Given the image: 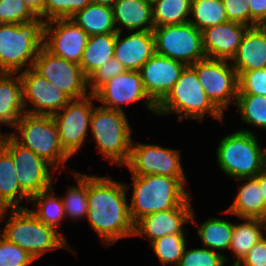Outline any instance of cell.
<instances>
[{
    "label": "cell",
    "instance_id": "31",
    "mask_svg": "<svg viewBox=\"0 0 266 266\" xmlns=\"http://www.w3.org/2000/svg\"><path fill=\"white\" fill-rule=\"evenodd\" d=\"M234 223L220 218H208L197 229L204 248L216 250L230 249Z\"/></svg>",
    "mask_w": 266,
    "mask_h": 266
},
{
    "label": "cell",
    "instance_id": "39",
    "mask_svg": "<svg viewBox=\"0 0 266 266\" xmlns=\"http://www.w3.org/2000/svg\"><path fill=\"white\" fill-rule=\"evenodd\" d=\"M238 94L266 96V68L247 72H237Z\"/></svg>",
    "mask_w": 266,
    "mask_h": 266
},
{
    "label": "cell",
    "instance_id": "20",
    "mask_svg": "<svg viewBox=\"0 0 266 266\" xmlns=\"http://www.w3.org/2000/svg\"><path fill=\"white\" fill-rule=\"evenodd\" d=\"M248 28L247 25L227 21L202 30V47L206 58L231 61Z\"/></svg>",
    "mask_w": 266,
    "mask_h": 266
},
{
    "label": "cell",
    "instance_id": "12",
    "mask_svg": "<svg viewBox=\"0 0 266 266\" xmlns=\"http://www.w3.org/2000/svg\"><path fill=\"white\" fill-rule=\"evenodd\" d=\"M3 148L12 156L17 170L18 184L30 198L39 192L53 188L51 172L55 169L51 164L32 150L18 144L9 134Z\"/></svg>",
    "mask_w": 266,
    "mask_h": 266
},
{
    "label": "cell",
    "instance_id": "23",
    "mask_svg": "<svg viewBox=\"0 0 266 266\" xmlns=\"http://www.w3.org/2000/svg\"><path fill=\"white\" fill-rule=\"evenodd\" d=\"M112 9L117 32H123L122 26L129 32L152 31L155 27L152 4L145 0H116Z\"/></svg>",
    "mask_w": 266,
    "mask_h": 266
},
{
    "label": "cell",
    "instance_id": "46",
    "mask_svg": "<svg viewBox=\"0 0 266 266\" xmlns=\"http://www.w3.org/2000/svg\"><path fill=\"white\" fill-rule=\"evenodd\" d=\"M29 8L41 19L44 20V3L45 0H23Z\"/></svg>",
    "mask_w": 266,
    "mask_h": 266
},
{
    "label": "cell",
    "instance_id": "11",
    "mask_svg": "<svg viewBox=\"0 0 266 266\" xmlns=\"http://www.w3.org/2000/svg\"><path fill=\"white\" fill-rule=\"evenodd\" d=\"M180 156L179 150L138 142L135 145L132 142L130 156L124 166L129 169L132 175L155 174L174 177L186 186L187 180Z\"/></svg>",
    "mask_w": 266,
    "mask_h": 266
},
{
    "label": "cell",
    "instance_id": "47",
    "mask_svg": "<svg viewBox=\"0 0 266 266\" xmlns=\"http://www.w3.org/2000/svg\"><path fill=\"white\" fill-rule=\"evenodd\" d=\"M90 3H92L91 0H69V18Z\"/></svg>",
    "mask_w": 266,
    "mask_h": 266
},
{
    "label": "cell",
    "instance_id": "40",
    "mask_svg": "<svg viewBox=\"0 0 266 266\" xmlns=\"http://www.w3.org/2000/svg\"><path fill=\"white\" fill-rule=\"evenodd\" d=\"M34 261L28 252L0 235V266H28Z\"/></svg>",
    "mask_w": 266,
    "mask_h": 266
},
{
    "label": "cell",
    "instance_id": "51",
    "mask_svg": "<svg viewBox=\"0 0 266 266\" xmlns=\"http://www.w3.org/2000/svg\"><path fill=\"white\" fill-rule=\"evenodd\" d=\"M6 209L0 210V221L6 219Z\"/></svg>",
    "mask_w": 266,
    "mask_h": 266
},
{
    "label": "cell",
    "instance_id": "14",
    "mask_svg": "<svg viewBox=\"0 0 266 266\" xmlns=\"http://www.w3.org/2000/svg\"><path fill=\"white\" fill-rule=\"evenodd\" d=\"M95 99L93 94L71 100L62 110L52 115L64 151L72 157L85 142Z\"/></svg>",
    "mask_w": 266,
    "mask_h": 266
},
{
    "label": "cell",
    "instance_id": "37",
    "mask_svg": "<svg viewBox=\"0 0 266 266\" xmlns=\"http://www.w3.org/2000/svg\"><path fill=\"white\" fill-rule=\"evenodd\" d=\"M36 18L23 0H0V24H20Z\"/></svg>",
    "mask_w": 266,
    "mask_h": 266
},
{
    "label": "cell",
    "instance_id": "28",
    "mask_svg": "<svg viewBox=\"0 0 266 266\" xmlns=\"http://www.w3.org/2000/svg\"><path fill=\"white\" fill-rule=\"evenodd\" d=\"M115 42L116 33L89 36L79 64L87 78L114 56Z\"/></svg>",
    "mask_w": 266,
    "mask_h": 266
},
{
    "label": "cell",
    "instance_id": "2",
    "mask_svg": "<svg viewBox=\"0 0 266 266\" xmlns=\"http://www.w3.org/2000/svg\"><path fill=\"white\" fill-rule=\"evenodd\" d=\"M131 177L133 192L129 208L134 224L152 213L176 208L190 196L174 177L155 174Z\"/></svg>",
    "mask_w": 266,
    "mask_h": 266
},
{
    "label": "cell",
    "instance_id": "24",
    "mask_svg": "<svg viewBox=\"0 0 266 266\" xmlns=\"http://www.w3.org/2000/svg\"><path fill=\"white\" fill-rule=\"evenodd\" d=\"M25 113L20 73H0V125L14 128Z\"/></svg>",
    "mask_w": 266,
    "mask_h": 266
},
{
    "label": "cell",
    "instance_id": "18",
    "mask_svg": "<svg viewBox=\"0 0 266 266\" xmlns=\"http://www.w3.org/2000/svg\"><path fill=\"white\" fill-rule=\"evenodd\" d=\"M190 196L178 207L152 213L135 224L134 236H145L149 242L172 234H186L185 223H198L194 209L191 207Z\"/></svg>",
    "mask_w": 266,
    "mask_h": 266
},
{
    "label": "cell",
    "instance_id": "6",
    "mask_svg": "<svg viewBox=\"0 0 266 266\" xmlns=\"http://www.w3.org/2000/svg\"><path fill=\"white\" fill-rule=\"evenodd\" d=\"M220 169L236 179L255 177L266 168V147H260L253 131L239 130L221 139L216 148Z\"/></svg>",
    "mask_w": 266,
    "mask_h": 266
},
{
    "label": "cell",
    "instance_id": "8",
    "mask_svg": "<svg viewBox=\"0 0 266 266\" xmlns=\"http://www.w3.org/2000/svg\"><path fill=\"white\" fill-rule=\"evenodd\" d=\"M19 132L9 134L18 144L32 150L54 169H61L71 158L62 148L52 115L25 113L14 126ZM61 164V166H60Z\"/></svg>",
    "mask_w": 266,
    "mask_h": 266
},
{
    "label": "cell",
    "instance_id": "25",
    "mask_svg": "<svg viewBox=\"0 0 266 266\" xmlns=\"http://www.w3.org/2000/svg\"><path fill=\"white\" fill-rule=\"evenodd\" d=\"M238 180L247 181L239 187L235 200L224 213L235 214L241 219L256 218L265 221V200L259 181L255 177Z\"/></svg>",
    "mask_w": 266,
    "mask_h": 266
},
{
    "label": "cell",
    "instance_id": "7",
    "mask_svg": "<svg viewBox=\"0 0 266 266\" xmlns=\"http://www.w3.org/2000/svg\"><path fill=\"white\" fill-rule=\"evenodd\" d=\"M90 129L103 158L124 166L130 156L133 142L131 127L124 111L107 109L102 106L93 108Z\"/></svg>",
    "mask_w": 266,
    "mask_h": 266
},
{
    "label": "cell",
    "instance_id": "9",
    "mask_svg": "<svg viewBox=\"0 0 266 266\" xmlns=\"http://www.w3.org/2000/svg\"><path fill=\"white\" fill-rule=\"evenodd\" d=\"M155 53L186 66L206 58L202 47V32L190 22L181 25L154 27Z\"/></svg>",
    "mask_w": 266,
    "mask_h": 266
},
{
    "label": "cell",
    "instance_id": "19",
    "mask_svg": "<svg viewBox=\"0 0 266 266\" xmlns=\"http://www.w3.org/2000/svg\"><path fill=\"white\" fill-rule=\"evenodd\" d=\"M185 64L154 54L140 68L144 88L148 96L158 105L171 91L185 68Z\"/></svg>",
    "mask_w": 266,
    "mask_h": 266
},
{
    "label": "cell",
    "instance_id": "48",
    "mask_svg": "<svg viewBox=\"0 0 266 266\" xmlns=\"http://www.w3.org/2000/svg\"><path fill=\"white\" fill-rule=\"evenodd\" d=\"M255 178L259 181L260 188L262 189L263 197L265 200V221H266V168L258 173Z\"/></svg>",
    "mask_w": 266,
    "mask_h": 266
},
{
    "label": "cell",
    "instance_id": "50",
    "mask_svg": "<svg viewBox=\"0 0 266 266\" xmlns=\"http://www.w3.org/2000/svg\"><path fill=\"white\" fill-rule=\"evenodd\" d=\"M7 135H4L0 132V150L4 147V142L6 139Z\"/></svg>",
    "mask_w": 266,
    "mask_h": 266
},
{
    "label": "cell",
    "instance_id": "3",
    "mask_svg": "<svg viewBox=\"0 0 266 266\" xmlns=\"http://www.w3.org/2000/svg\"><path fill=\"white\" fill-rule=\"evenodd\" d=\"M44 23L38 17L20 24H0V73L15 74L33 67L43 47Z\"/></svg>",
    "mask_w": 266,
    "mask_h": 266
},
{
    "label": "cell",
    "instance_id": "26",
    "mask_svg": "<svg viewBox=\"0 0 266 266\" xmlns=\"http://www.w3.org/2000/svg\"><path fill=\"white\" fill-rule=\"evenodd\" d=\"M12 156L2 148L0 150V210L24 208L20 200L30 201V197L20 188Z\"/></svg>",
    "mask_w": 266,
    "mask_h": 266
},
{
    "label": "cell",
    "instance_id": "38",
    "mask_svg": "<svg viewBox=\"0 0 266 266\" xmlns=\"http://www.w3.org/2000/svg\"><path fill=\"white\" fill-rule=\"evenodd\" d=\"M229 261L222 253L208 248H194L184 250L178 266H224Z\"/></svg>",
    "mask_w": 266,
    "mask_h": 266
},
{
    "label": "cell",
    "instance_id": "13",
    "mask_svg": "<svg viewBox=\"0 0 266 266\" xmlns=\"http://www.w3.org/2000/svg\"><path fill=\"white\" fill-rule=\"evenodd\" d=\"M42 77L53 83L72 100L90 95L88 78L79 64L57 57L42 47L32 67Z\"/></svg>",
    "mask_w": 266,
    "mask_h": 266
},
{
    "label": "cell",
    "instance_id": "30",
    "mask_svg": "<svg viewBox=\"0 0 266 266\" xmlns=\"http://www.w3.org/2000/svg\"><path fill=\"white\" fill-rule=\"evenodd\" d=\"M33 207H38L36 211L30 209L31 212L45 225L57 230L60 222L66 218L62 198L54 195L53 189L39 192L30 198L29 203Z\"/></svg>",
    "mask_w": 266,
    "mask_h": 266
},
{
    "label": "cell",
    "instance_id": "27",
    "mask_svg": "<svg viewBox=\"0 0 266 266\" xmlns=\"http://www.w3.org/2000/svg\"><path fill=\"white\" fill-rule=\"evenodd\" d=\"M71 19L89 36L117 33L113 9L110 5L90 3L73 15Z\"/></svg>",
    "mask_w": 266,
    "mask_h": 266
},
{
    "label": "cell",
    "instance_id": "42",
    "mask_svg": "<svg viewBox=\"0 0 266 266\" xmlns=\"http://www.w3.org/2000/svg\"><path fill=\"white\" fill-rule=\"evenodd\" d=\"M228 21L250 27V8L247 0H222Z\"/></svg>",
    "mask_w": 266,
    "mask_h": 266
},
{
    "label": "cell",
    "instance_id": "34",
    "mask_svg": "<svg viewBox=\"0 0 266 266\" xmlns=\"http://www.w3.org/2000/svg\"><path fill=\"white\" fill-rule=\"evenodd\" d=\"M73 175L77 181V186H67V195L62 198L66 218L72 220L87 217L88 198H87V174L75 173Z\"/></svg>",
    "mask_w": 266,
    "mask_h": 266
},
{
    "label": "cell",
    "instance_id": "36",
    "mask_svg": "<svg viewBox=\"0 0 266 266\" xmlns=\"http://www.w3.org/2000/svg\"><path fill=\"white\" fill-rule=\"evenodd\" d=\"M150 244L163 266H178L186 248V234L166 235Z\"/></svg>",
    "mask_w": 266,
    "mask_h": 266
},
{
    "label": "cell",
    "instance_id": "15",
    "mask_svg": "<svg viewBox=\"0 0 266 266\" xmlns=\"http://www.w3.org/2000/svg\"><path fill=\"white\" fill-rule=\"evenodd\" d=\"M89 35L71 18L44 23L43 47L51 54L80 64Z\"/></svg>",
    "mask_w": 266,
    "mask_h": 266
},
{
    "label": "cell",
    "instance_id": "5",
    "mask_svg": "<svg viewBox=\"0 0 266 266\" xmlns=\"http://www.w3.org/2000/svg\"><path fill=\"white\" fill-rule=\"evenodd\" d=\"M172 113H178V121L187 118L203 121L206 113L224 121V114L207 97L196 70L191 65L185 66L179 80L157 105V115Z\"/></svg>",
    "mask_w": 266,
    "mask_h": 266
},
{
    "label": "cell",
    "instance_id": "33",
    "mask_svg": "<svg viewBox=\"0 0 266 266\" xmlns=\"http://www.w3.org/2000/svg\"><path fill=\"white\" fill-rule=\"evenodd\" d=\"M190 23L202 31L228 21L222 0H191Z\"/></svg>",
    "mask_w": 266,
    "mask_h": 266
},
{
    "label": "cell",
    "instance_id": "21",
    "mask_svg": "<svg viewBox=\"0 0 266 266\" xmlns=\"http://www.w3.org/2000/svg\"><path fill=\"white\" fill-rule=\"evenodd\" d=\"M122 33H116L113 55L126 70L139 71L144 63L155 54L153 32L134 31L121 38Z\"/></svg>",
    "mask_w": 266,
    "mask_h": 266
},
{
    "label": "cell",
    "instance_id": "35",
    "mask_svg": "<svg viewBox=\"0 0 266 266\" xmlns=\"http://www.w3.org/2000/svg\"><path fill=\"white\" fill-rule=\"evenodd\" d=\"M242 121L266 129V96L238 94L235 105Z\"/></svg>",
    "mask_w": 266,
    "mask_h": 266
},
{
    "label": "cell",
    "instance_id": "1",
    "mask_svg": "<svg viewBox=\"0 0 266 266\" xmlns=\"http://www.w3.org/2000/svg\"><path fill=\"white\" fill-rule=\"evenodd\" d=\"M128 188V184L117 182L109 176L87 174L86 219L107 245L134 236L135 224L126 198Z\"/></svg>",
    "mask_w": 266,
    "mask_h": 266
},
{
    "label": "cell",
    "instance_id": "32",
    "mask_svg": "<svg viewBox=\"0 0 266 266\" xmlns=\"http://www.w3.org/2000/svg\"><path fill=\"white\" fill-rule=\"evenodd\" d=\"M152 13L155 27L185 24L190 21L191 0H157Z\"/></svg>",
    "mask_w": 266,
    "mask_h": 266
},
{
    "label": "cell",
    "instance_id": "17",
    "mask_svg": "<svg viewBox=\"0 0 266 266\" xmlns=\"http://www.w3.org/2000/svg\"><path fill=\"white\" fill-rule=\"evenodd\" d=\"M23 84V104L30 114L54 115L72 99L33 68L20 72ZM34 108H26L27 104Z\"/></svg>",
    "mask_w": 266,
    "mask_h": 266
},
{
    "label": "cell",
    "instance_id": "16",
    "mask_svg": "<svg viewBox=\"0 0 266 266\" xmlns=\"http://www.w3.org/2000/svg\"><path fill=\"white\" fill-rule=\"evenodd\" d=\"M107 109L124 111L121 104L145 99L146 107L156 114L157 104L148 96L139 71L125 70L103 84L94 94Z\"/></svg>",
    "mask_w": 266,
    "mask_h": 266
},
{
    "label": "cell",
    "instance_id": "29",
    "mask_svg": "<svg viewBox=\"0 0 266 266\" xmlns=\"http://www.w3.org/2000/svg\"><path fill=\"white\" fill-rule=\"evenodd\" d=\"M244 222L234 224L230 251L235 255L237 265L254 245L265 237L263 232L266 229V221L256 218H244Z\"/></svg>",
    "mask_w": 266,
    "mask_h": 266
},
{
    "label": "cell",
    "instance_id": "52",
    "mask_svg": "<svg viewBox=\"0 0 266 266\" xmlns=\"http://www.w3.org/2000/svg\"><path fill=\"white\" fill-rule=\"evenodd\" d=\"M145 1L153 5L157 0H145Z\"/></svg>",
    "mask_w": 266,
    "mask_h": 266
},
{
    "label": "cell",
    "instance_id": "41",
    "mask_svg": "<svg viewBox=\"0 0 266 266\" xmlns=\"http://www.w3.org/2000/svg\"><path fill=\"white\" fill-rule=\"evenodd\" d=\"M125 70L121 62L113 56L88 77V89H90V93L94 94L103 84L114 76L123 73Z\"/></svg>",
    "mask_w": 266,
    "mask_h": 266
},
{
    "label": "cell",
    "instance_id": "43",
    "mask_svg": "<svg viewBox=\"0 0 266 266\" xmlns=\"http://www.w3.org/2000/svg\"><path fill=\"white\" fill-rule=\"evenodd\" d=\"M69 18V0H45L44 21Z\"/></svg>",
    "mask_w": 266,
    "mask_h": 266
},
{
    "label": "cell",
    "instance_id": "49",
    "mask_svg": "<svg viewBox=\"0 0 266 266\" xmlns=\"http://www.w3.org/2000/svg\"><path fill=\"white\" fill-rule=\"evenodd\" d=\"M92 3L96 4H105L112 6L116 0H91Z\"/></svg>",
    "mask_w": 266,
    "mask_h": 266
},
{
    "label": "cell",
    "instance_id": "4",
    "mask_svg": "<svg viewBox=\"0 0 266 266\" xmlns=\"http://www.w3.org/2000/svg\"><path fill=\"white\" fill-rule=\"evenodd\" d=\"M9 218L0 234L8 242L18 245L34 259L50 251L63 248L71 251L64 234L42 223L30 209H10Z\"/></svg>",
    "mask_w": 266,
    "mask_h": 266
},
{
    "label": "cell",
    "instance_id": "10",
    "mask_svg": "<svg viewBox=\"0 0 266 266\" xmlns=\"http://www.w3.org/2000/svg\"><path fill=\"white\" fill-rule=\"evenodd\" d=\"M207 97L224 114L229 104L235 105L239 84L238 74L228 60L205 58L191 65Z\"/></svg>",
    "mask_w": 266,
    "mask_h": 266
},
{
    "label": "cell",
    "instance_id": "22",
    "mask_svg": "<svg viewBox=\"0 0 266 266\" xmlns=\"http://www.w3.org/2000/svg\"><path fill=\"white\" fill-rule=\"evenodd\" d=\"M230 62L236 72L266 68V26L249 27Z\"/></svg>",
    "mask_w": 266,
    "mask_h": 266
},
{
    "label": "cell",
    "instance_id": "45",
    "mask_svg": "<svg viewBox=\"0 0 266 266\" xmlns=\"http://www.w3.org/2000/svg\"><path fill=\"white\" fill-rule=\"evenodd\" d=\"M250 8V27L266 26V0H247Z\"/></svg>",
    "mask_w": 266,
    "mask_h": 266
},
{
    "label": "cell",
    "instance_id": "44",
    "mask_svg": "<svg viewBox=\"0 0 266 266\" xmlns=\"http://www.w3.org/2000/svg\"><path fill=\"white\" fill-rule=\"evenodd\" d=\"M266 266V237L257 242L235 266Z\"/></svg>",
    "mask_w": 266,
    "mask_h": 266
}]
</instances>
